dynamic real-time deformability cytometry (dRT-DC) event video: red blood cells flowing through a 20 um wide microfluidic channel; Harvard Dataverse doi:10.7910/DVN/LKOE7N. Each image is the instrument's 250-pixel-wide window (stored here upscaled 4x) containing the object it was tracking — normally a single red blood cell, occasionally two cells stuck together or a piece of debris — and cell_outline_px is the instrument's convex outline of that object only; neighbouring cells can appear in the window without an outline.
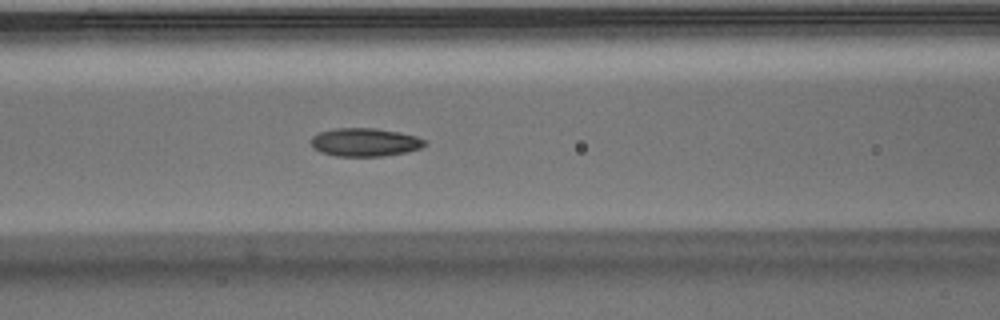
{"species": "Egyptian fruit bat (a non-hibernating species)", "species_latin": "Rousettus aegyptiacus", "temperature_condition": "warm", "stored_images_in_passage": 38, "camera_frame_rate_fps": 3000, "um_per_image_px": 0.085, "animal": {"sex": "male"}, "frame": {"image": 1, "passage_image": 8, "time_ms": 2.333, "image_size_px": [1000, 320], "cell_outline_px": [[428, 144], [420, 148], [404, 152], [384, 156], [336, 156], [320, 152], [312, 148], [312, 136], [320, 132], [332, 128], [376, 128], [400, 132], [416, 136], [428, 140]], "centroid_in_image_um": [31.03, 12.08], "position_along_channel_um": 135.6, "area_um2": 18.9}}
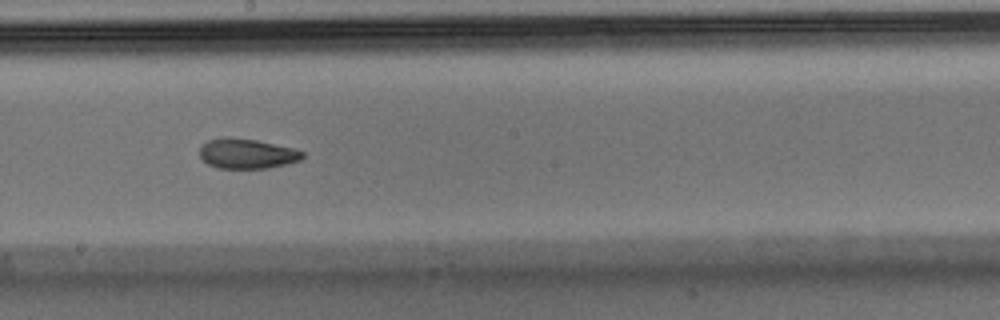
{"frame": {"image": 2, "passage_image": 15, "time_ms": 4.667, "image_size_px": [1000, 320], "cell_outline_px": [[304, 156], [300, 160], [268, 168], [216, 168], [208, 164], [200, 156], [200, 144], [208, 140], [224, 136], [228, 136], [256, 140], [296, 148], [304, 152]], "centroid_in_image_um": [20.97, 13.04], "position_along_channel_um": 227.2, "area_um2": 18.15}}
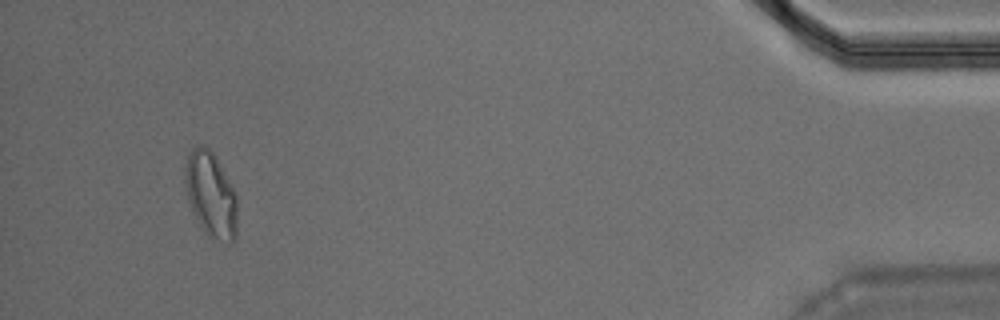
{"frame": {"image": 3, "passage_image": 35, "time_ms": 11.333, "image_size_px": [1000, 320], "cell_outline_px": [[236, 236], [232, 244], [228, 244], [212, 240], [204, 232], [192, 212], [184, 188], [184, 168], [188, 152], [196, 144], [204, 144], [216, 156], [236, 192]], "centroid_in_image_um": [17.9, 16.54], "position_along_channel_um": 417.3, "area_um2": 26.76}, "authors_computed_cell_mechanics": {"area_um2": 18.9295, "velocity_mm_per_s": 3.9264, "shape_relaxation_time_tau1_ms": 8.9358, "shape_relaxation_time_tau2_ms": 2.0375, "deformation_change_tau1": 0.2124, "deformation_change_tau2": 0.0814}}